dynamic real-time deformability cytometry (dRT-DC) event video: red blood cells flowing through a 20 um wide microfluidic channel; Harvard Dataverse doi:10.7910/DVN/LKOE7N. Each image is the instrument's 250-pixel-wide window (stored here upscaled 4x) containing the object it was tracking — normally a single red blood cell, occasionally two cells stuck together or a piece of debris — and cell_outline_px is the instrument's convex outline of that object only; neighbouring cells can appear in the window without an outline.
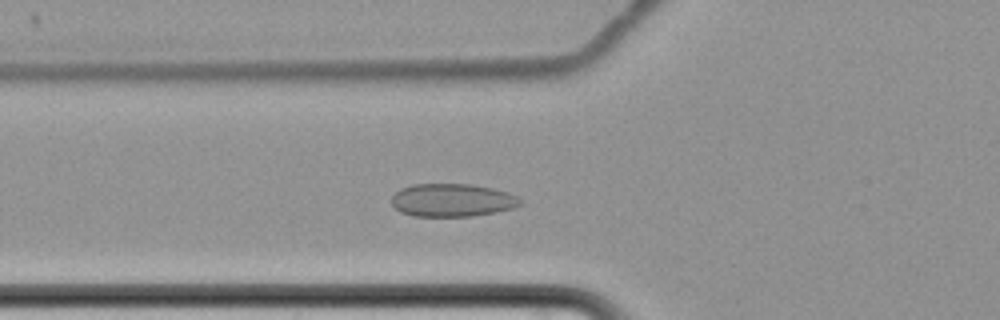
{"species": "common noctule bat (a hibernating species)", "species_latin": "Nyctalus noctula", "temperature_condition": "cold", "stored_images_in_passage": 5, "camera_frame_rate_fps": 3000, "um_per_image_px": 0.085, "animal": {"sex": "female", "body_mass_g": 22.7, "forearm_length_mm": 54.2}, "frame": {"image": 1, "passage_image": 5, "time_ms": 6.667, "image_size_px": [1000, 320], "cell_outline_px": [[524, 200], [520, 204], [512, 208], [496, 212], [472, 216], [412, 216], [400, 212], [392, 204], [392, 196], [400, 188], [412, 184], [468, 184], [492, 188], [508, 192]], "centroid_in_image_um": [38.43, 17.01], "position_along_channel_um": 87.4, "area_um2": 24.8}}